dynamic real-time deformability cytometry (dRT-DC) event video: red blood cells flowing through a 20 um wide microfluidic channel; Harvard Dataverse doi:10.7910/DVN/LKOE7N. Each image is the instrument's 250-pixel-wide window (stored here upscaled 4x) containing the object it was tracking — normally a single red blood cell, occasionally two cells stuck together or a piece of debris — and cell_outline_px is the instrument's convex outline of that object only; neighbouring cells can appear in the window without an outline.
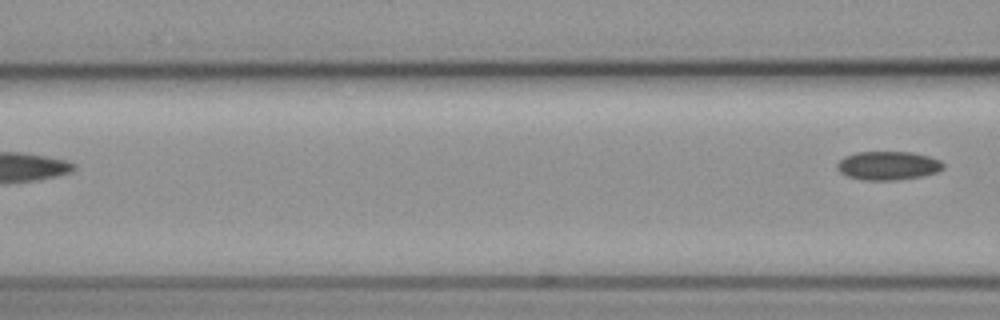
{"species": "common noctule bat (a hibernating species)", "species_latin": "Nyctalus noctula", "temperature_condition": "cold", "stored_images_in_passage": 6, "camera_frame_rate_fps": 3000, "um_per_image_px": 0.085, "animal": {"sex": "female", "body_mass_g": 19.3, "forearm_length_mm": 54.1}, "frame": {"image": 1, "passage_image": 6, "time_ms": 7.0, "image_size_px": [1000, 320], "cell_outline_px": [[944, 168], [936, 172], [920, 176], [896, 180], [864, 180], [848, 176], [840, 172], [836, 168], [836, 164], [844, 156], [856, 152], [912, 152], [928, 156], [940, 160], [944, 164]], "centroid_in_image_um": [75.46, 14.07], "position_along_channel_um": 91.1, "area_um2": 17.69}}